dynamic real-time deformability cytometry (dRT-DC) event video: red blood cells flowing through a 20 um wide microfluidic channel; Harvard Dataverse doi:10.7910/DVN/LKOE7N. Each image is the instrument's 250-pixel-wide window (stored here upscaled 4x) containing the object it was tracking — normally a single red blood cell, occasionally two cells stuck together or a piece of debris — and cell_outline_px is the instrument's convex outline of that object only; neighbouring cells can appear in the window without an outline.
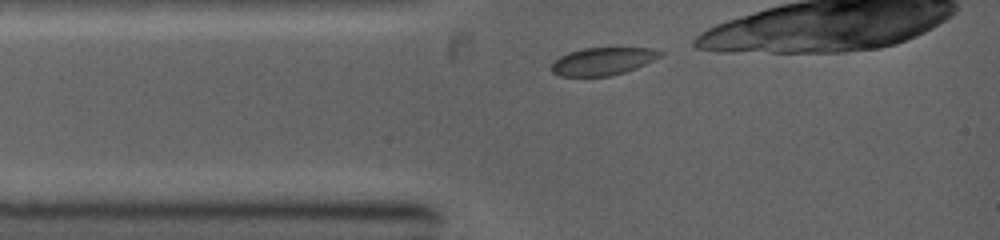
{"species": "common noctule bat (a hibernating species)", "species_latin": "Nyctalus noctula", "temperature_condition": "warm", "stored_images_in_passage": 41, "camera_frame_rate_fps": 5000, "um_per_image_px": 0.085, "animal": {"sex": "female", "body_mass_g": 19.0, "forearm_length_mm": 53.3}, "frame": {"image": 1, "passage_image": 1, "time_ms": 0.0, "image_size_px": [1000, 240], "cell_outline_px": [[664, 52], [660, 56], [636, 68], [624, 72], [608, 76], [560, 76], [552, 72], [552, 60], [568, 52], [584, 48], [652, 48]], "centroid_in_image_um": [51.2, 5.2], "position_along_channel_um": 33.8, "area_um2": 17.4}}
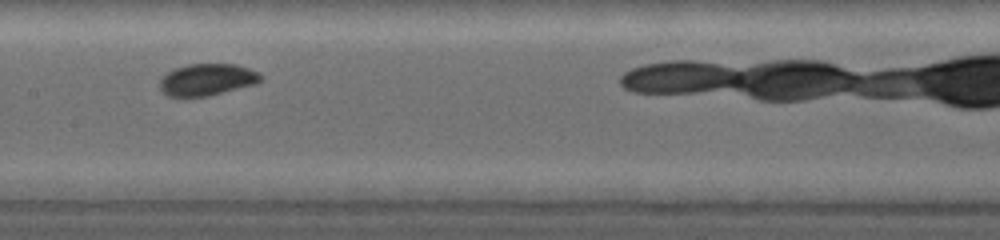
{"frame": {"image": 2, "passage_image": 17, "time_ms": 3.6, "image_size_px": [1000, 240], "cell_outline_px": [[264, 76], [256, 84], [208, 96], [168, 96], [160, 88], [160, 80], [168, 72], [176, 68], [188, 64], [236, 64], [260, 72]], "centroid_in_image_um": [17.65, 6.76], "position_along_channel_um": 189.7, "area_um2": 18.61}}
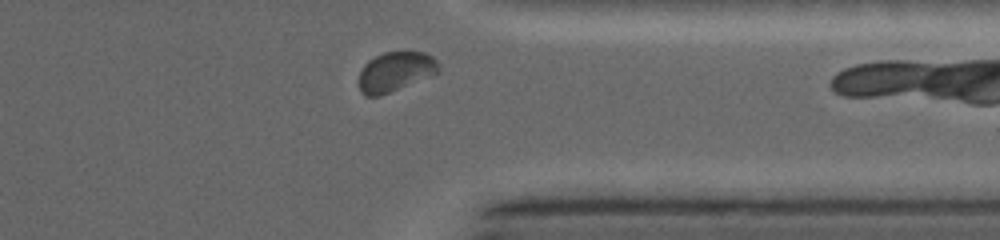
{"frame": {"image": 3, "passage_image": 37, "time_ms": 7.8, "image_size_px": [1000, 240], "cell_outline_px": [[440, 68], [436, 72], [380, 96], [364, 96], [360, 92], [360, 72], [364, 64], [368, 60], [384, 52], [424, 52], [432, 56], [440, 64]], "centroid_in_image_um": [33.57, 6.08], "position_along_channel_um": 377.8, "area_um2": 17.98}}